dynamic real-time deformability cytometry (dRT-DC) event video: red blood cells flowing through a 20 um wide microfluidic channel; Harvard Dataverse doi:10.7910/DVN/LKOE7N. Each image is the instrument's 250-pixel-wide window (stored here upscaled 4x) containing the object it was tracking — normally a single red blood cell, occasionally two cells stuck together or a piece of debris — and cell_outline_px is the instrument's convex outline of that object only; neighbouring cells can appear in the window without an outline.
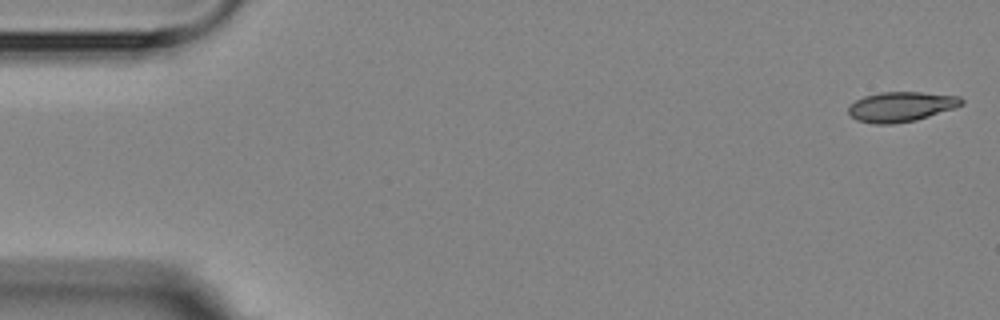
{"species": "Egyptian fruit bat (a non-hibernating species)", "species_latin": "Rousettus aegyptiacus", "temperature_condition": "room temperature", "stored_images_in_passage": 5, "camera_frame_rate_fps": 3000, "um_per_image_px": 0.085, "animal": {"sex": "female"}, "frame": {"image": 1, "passage_image": 1, "time_ms": 0.0, "image_size_px": [1000, 320], "cell_outline_px": [[964, 104], [956, 108], [916, 120], [892, 124], [876, 124], [856, 120], [848, 112], [848, 108], [856, 100], [864, 96], [880, 92], [920, 92], [960, 96], [964, 100]], "centroid_in_image_um": [76.63, 9.07], "position_along_channel_um": 8.4, "area_um2": 19.77}}
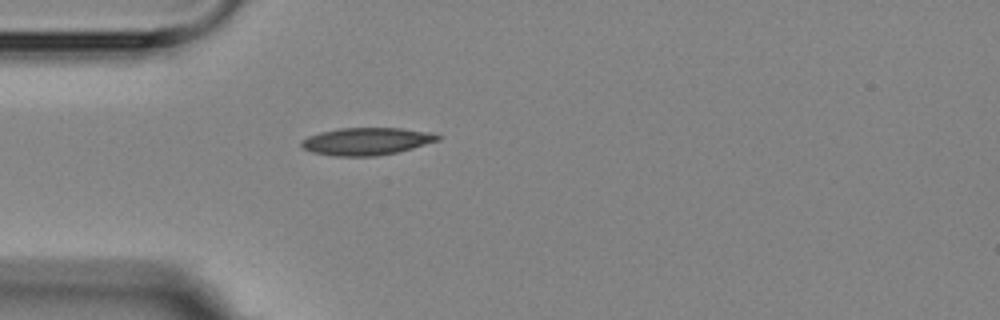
{"frame": {"image": 2, "passage_image": 5, "time_ms": 4.667, "image_size_px": [1000, 320], "cell_outline_px": [[440, 140], [412, 148], [396, 152], [376, 156], [336, 156], [312, 152], [304, 148], [300, 144], [300, 140], [308, 136], [320, 132], [340, 128], [400, 128], [432, 132], [440, 136]], "centroid_in_image_um": [31.15, 12.0], "position_along_channel_um": 53.9, "area_um2": 21.73}}